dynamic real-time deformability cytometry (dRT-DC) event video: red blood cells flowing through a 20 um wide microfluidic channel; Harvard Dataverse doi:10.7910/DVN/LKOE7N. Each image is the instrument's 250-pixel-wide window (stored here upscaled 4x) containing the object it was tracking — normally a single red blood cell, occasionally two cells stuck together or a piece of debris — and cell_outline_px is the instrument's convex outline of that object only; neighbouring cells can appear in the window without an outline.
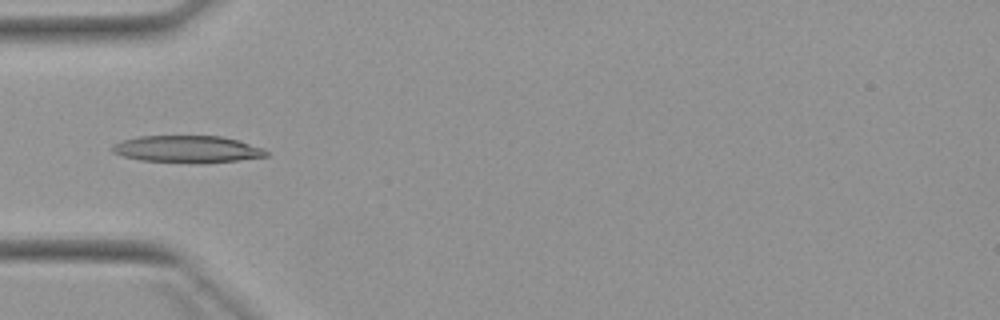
{"species": "Egyptian fruit bat (a non-hibernating species)", "species_latin": "Rousettus aegyptiacus", "temperature_condition": "warm", "stored_images_in_passage": 4, "camera_frame_rate_fps": 3000, "um_per_image_px": 0.085, "animal": {"sex": "female"}, "frame": {"image": 1, "passage_image": 4, "time_ms": 4.667, "image_size_px": [1000, 320], "cell_outline_px": [[268, 156], [236, 160], [196, 164], [140, 160], [124, 156], [112, 152], [112, 144], [136, 136], [220, 136], [236, 140], [264, 148], [268, 152]], "centroid_in_image_um": [15.9, 12.68], "position_along_channel_um": 69.1, "area_um2": 24.28}}